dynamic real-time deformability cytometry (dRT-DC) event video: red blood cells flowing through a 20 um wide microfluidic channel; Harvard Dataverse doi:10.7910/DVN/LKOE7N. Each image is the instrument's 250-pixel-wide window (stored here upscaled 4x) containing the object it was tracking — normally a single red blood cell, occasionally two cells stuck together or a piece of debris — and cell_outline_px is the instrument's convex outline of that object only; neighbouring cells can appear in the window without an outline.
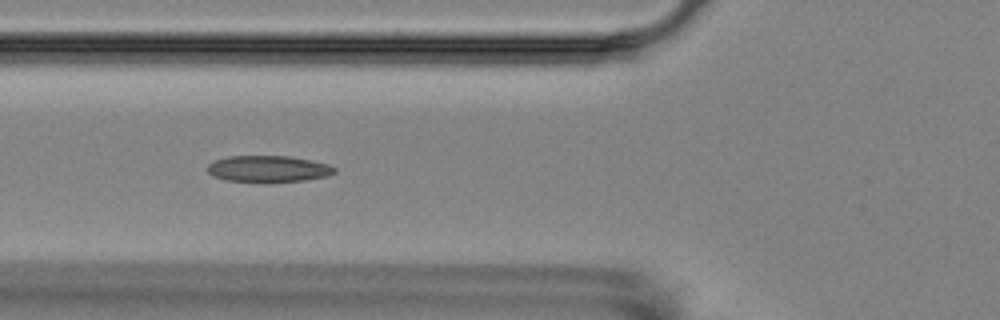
{"species": "Egyptian fruit bat (a non-hibernating species)", "species_latin": "Rousettus aegyptiacus", "temperature_condition": "room temperature", "stored_images_in_passage": 7, "camera_frame_rate_fps": 3000, "um_per_image_px": 0.085, "animal": {"sex": "female"}, "frame": {"image": 1, "passage_image": 6, "time_ms": 5.667, "image_size_px": [1000, 320], "cell_outline_px": [[336, 172], [328, 176], [304, 180], [228, 180], [212, 176], [208, 172], [208, 164], [216, 160], [228, 156], [288, 156], [312, 160], [328, 164], [336, 168]], "centroid_in_image_um": [22.83, 14.32], "position_along_channel_um": 103.0, "area_um2": 18.96}}
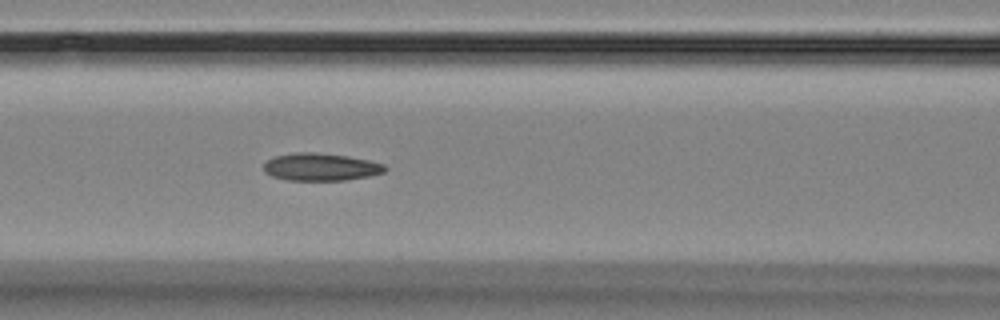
{"frame": {"image": 2, "passage_image": 7, "time_ms": 6.667, "image_size_px": [1000, 320], "cell_outline_px": [[388, 168], [384, 172], [368, 176], [344, 180], [288, 180], [272, 176], [264, 172], [264, 164], [268, 160], [276, 156], [296, 152], [312, 152], [348, 156], [368, 160], [384, 164]], "centroid_in_image_um": [27.27, 14.19], "position_along_channel_um": 139.3, "area_um2": 19.31}}